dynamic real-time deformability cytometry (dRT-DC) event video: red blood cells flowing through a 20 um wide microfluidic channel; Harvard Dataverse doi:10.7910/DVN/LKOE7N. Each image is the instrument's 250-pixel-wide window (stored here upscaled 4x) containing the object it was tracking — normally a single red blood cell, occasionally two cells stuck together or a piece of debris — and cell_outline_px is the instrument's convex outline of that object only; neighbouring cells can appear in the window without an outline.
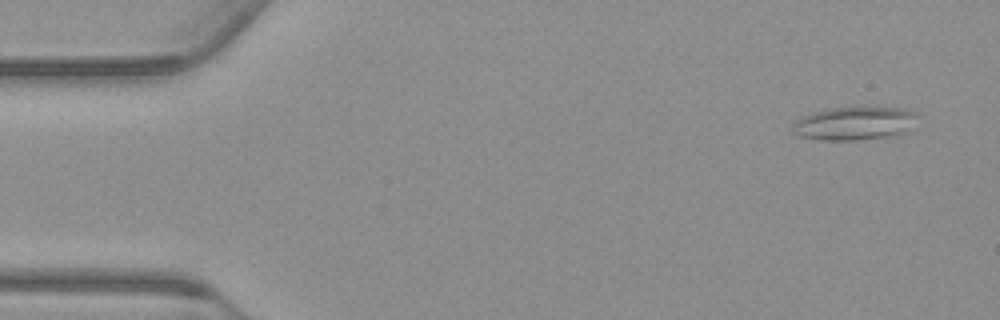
{"species": "common noctule bat (a hibernating species)", "species_latin": "Nyctalus noctula", "temperature_condition": "warm", "stored_images_in_passage": 55, "camera_frame_rate_fps": 3000, "um_per_image_px": 0.085, "animal": {"sex": "male", "body_mass_g": 23.1, "forearm_length_mm": 52.7}, "frame": {"image": 1, "passage_image": 3, "time_ms": 0.667, "image_size_px": [1000, 320], "cell_outline_px": [[920, 116], [904, 132], [896, 136], [856, 140], [820, 140], [796, 136], [792, 132], [792, 128], [796, 120], [812, 112], [828, 108], [904, 108]], "centroid_in_image_um": [72.59, 10.51], "position_along_channel_um": 12.4, "area_um2": 24.22}}
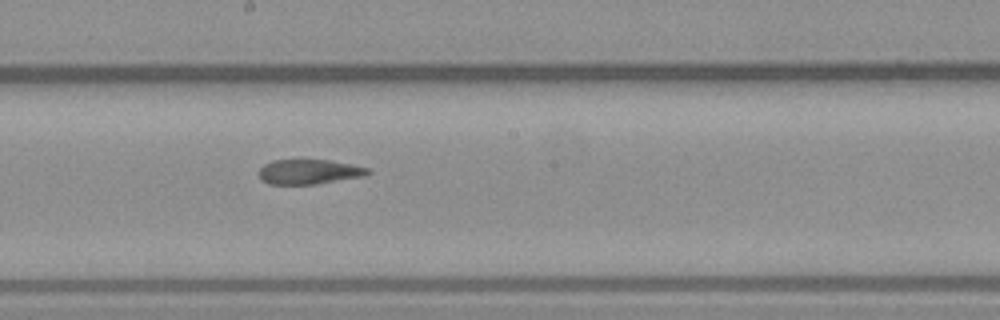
{"frame": {"image": 2, "passage_image": 29, "time_ms": 9.333, "image_size_px": [1000, 320], "cell_outline_px": [[372, 172], [364, 176], [316, 184], [268, 184], [260, 180], [256, 172], [264, 164], [272, 160], [304, 156], [332, 160], [352, 164], [368, 168]], "centroid_in_image_um": [26.2, 14.54], "position_along_channel_um": 222.0, "area_um2": 16.82}}
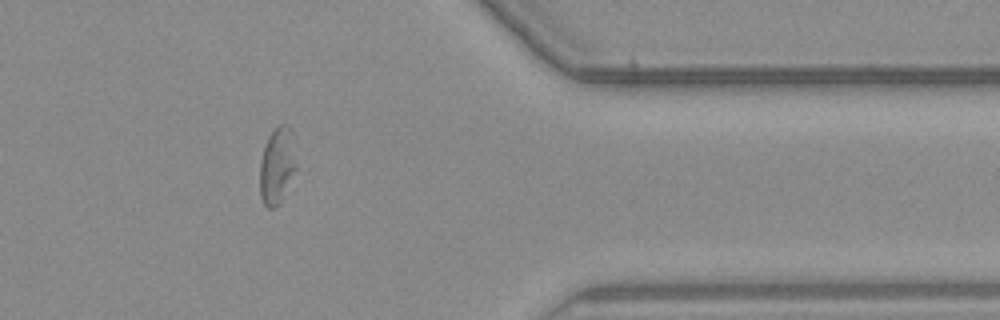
{"frame": {"image": 3, "passage_image": 44, "time_ms": 14.333, "image_size_px": [1000, 320], "cell_outline_px": [[296, 168], [280, 200], [272, 208], [268, 208], [264, 204], [260, 196], [260, 160], [268, 136], [280, 124], [288, 124], [292, 128], [296, 164]], "centroid_in_image_um": [23.55, 14.01], "position_along_channel_um": 387.9, "area_um2": 15.95}, "authors_computed_cell_mechanics": {"area_um2": 17.3978, "velocity_mm_per_s": 3.7587, "shape_relaxation_time_tau1_ms": null, "shape_relaxation_time_tau2_ms": 5.9609, "deformation_change_tau1": null, "deformation_change_tau2": 0.1384}}